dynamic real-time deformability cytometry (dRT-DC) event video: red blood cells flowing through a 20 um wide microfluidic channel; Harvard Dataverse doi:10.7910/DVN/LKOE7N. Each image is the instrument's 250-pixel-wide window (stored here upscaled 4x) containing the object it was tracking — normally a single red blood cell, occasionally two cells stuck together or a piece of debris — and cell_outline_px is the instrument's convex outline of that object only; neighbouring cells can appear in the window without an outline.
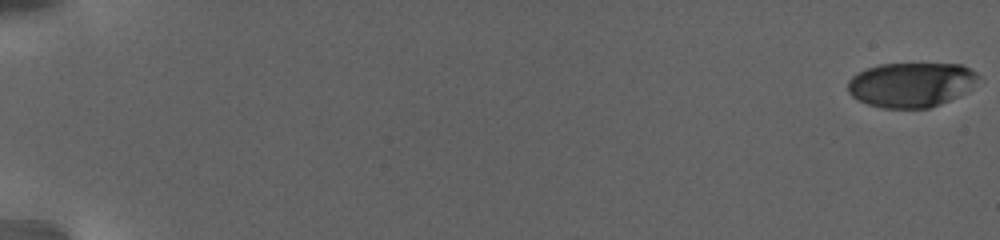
{"species": "human", "species_latin": "Homo sapiens", "temperature_condition": "warm", "stored_images_in_passage": 65, "camera_frame_rate_fps": 3000, "um_per_image_px": 0.085, "donor": {"sex": "female"}, "frame": {"image": 1, "passage_image": 1, "time_ms": 0.0, "image_size_px": [1000, 240], "cell_outline_px": [[984, 80], [956, 96], [940, 104], [928, 108], [884, 108], [868, 104], [852, 96], [848, 92], [848, 80], [852, 76], [868, 68], [880, 64], [960, 64], [976, 72]], "centroid_in_image_um": [77.48, 7.19], "position_along_channel_um": 7.5, "area_um2": 33.87}}
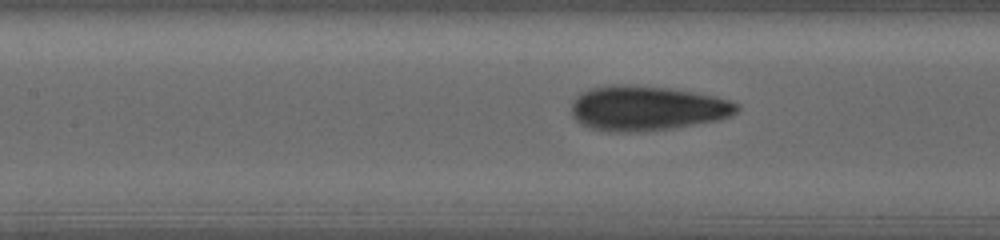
{"frame": {"image": 2, "passage_image": 37, "time_ms": 12.667, "image_size_px": [1000, 240], "cell_outline_px": [[740, 108], [736, 112], [728, 116], [716, 120], [672, 128], [636, 132], [608, 132], [592, 128], [576, 120], [572, 116], [572, 104], [576, 96], [580, 92], [588, 88], [612, 84], [628, 84], [668, 88], [716, 96], [740, 104]], "centroid_in_image_um": [54.95, 9.19], "position_along_channel_um": 152.5, "area_um2": 43.18}}
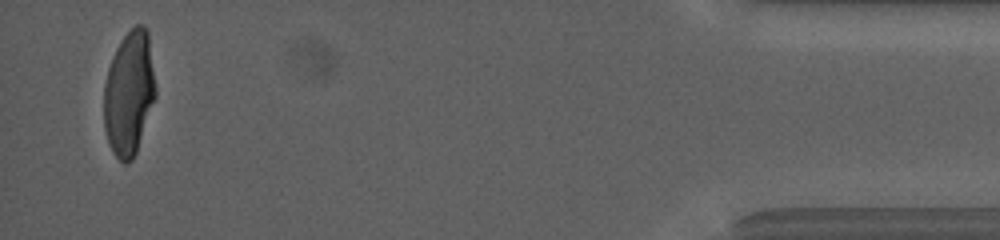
{"frame": {"image": 3, "passage_image": 65, "time_ms": 25.0, "image_size_px": [1000, 240], "cell_outline_px": [[156, 96], [136, 152], [132, 160], [128, 164], [124, 164], [112, 152], [108, 144], [104, 128], [104, 84], [108, 68], [116, 48], [120, 40], [136, 24], [144, 24], [148, 32], [156, 88]], "centroid_in_image_um": [10.97, 7.93], "position_along_channel_um": 424.2, "area_um2": 37.57}, "authors_computed_cell_mechanics": {"area_um2": 38.437, "velocity_mm_per_s": 2.7788, "shape_relaxation_time_tau1_ms": 5.6859, "shape_relaxation_time_tau2_ms": 1.0263, "deformation_change_tau1": 0.2291, "deformation_change_tau2": 0.0771}}